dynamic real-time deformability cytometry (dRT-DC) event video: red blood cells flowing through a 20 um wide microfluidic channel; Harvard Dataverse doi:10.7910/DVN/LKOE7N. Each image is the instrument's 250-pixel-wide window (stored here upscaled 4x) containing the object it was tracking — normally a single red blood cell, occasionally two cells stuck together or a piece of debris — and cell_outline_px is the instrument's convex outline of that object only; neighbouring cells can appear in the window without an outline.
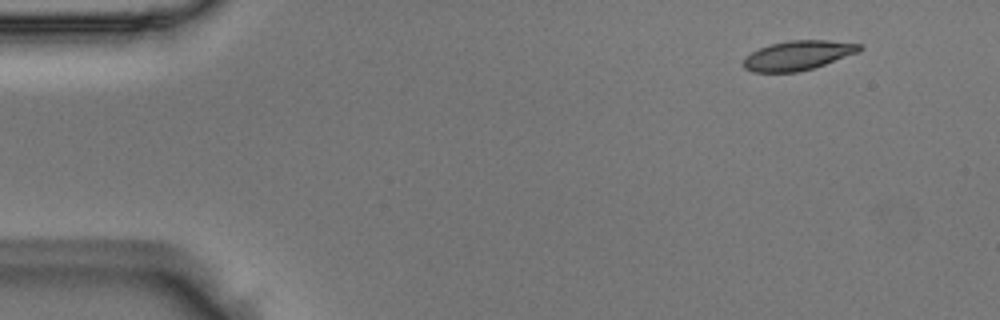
{"species": "Egyptian fruit bat (a non-hibernating species)", "species_latin": "Rousettus aegyptiacus", "temperature_condition": "room temperature", "stored_images_in_passage": 3, "segment_of_instrument_passage": [2, 2], "camera_frame_rate_fps": 3000, "um_per_image_px": 0.085, "animal": {"sex": "male"}, "frame": {"image": 1, "passage_image": 3, "time_ms": 0.667, "image_size_px": [1000, 320], "cell_outline_px": [[864, 48], [860, 52], [812, 68], [796, 72], [752, 72], [744, 68], [744, 56], [760, 48], [772, 44], [788, 40], [828, 40], [864, 44]], "centroid_in_image_um": [67.86, 4.7], "position_along_channel_um": 17.1, "area_um2": 19.94}}